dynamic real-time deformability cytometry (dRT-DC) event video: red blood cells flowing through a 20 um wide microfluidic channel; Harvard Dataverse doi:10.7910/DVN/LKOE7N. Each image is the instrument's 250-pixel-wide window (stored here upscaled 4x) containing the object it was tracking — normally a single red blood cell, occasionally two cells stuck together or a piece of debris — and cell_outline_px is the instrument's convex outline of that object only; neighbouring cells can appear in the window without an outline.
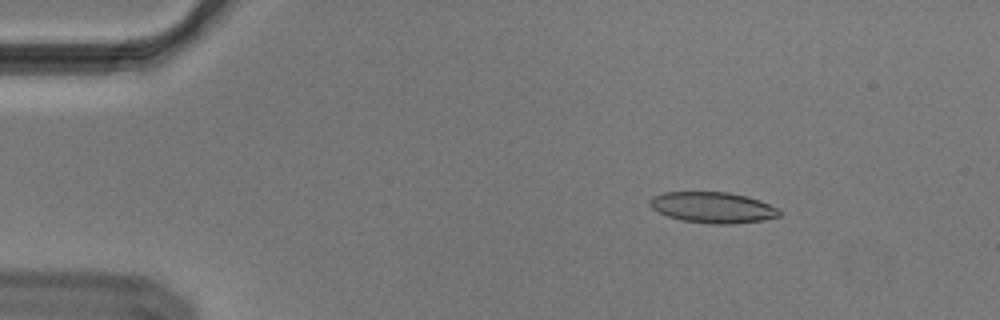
{"species": "Egyptian fruit bat (a non-hibernating species)", "species_latin": "Rousettus aegyptiacus", "temperature_condition": "cold", "stored_images_in_passage": 47, "camera_frame_rate_fps": 3000, "um_per_image_px": 0.085, "animal": {"sex": "male"}, "frame": {"image": 1, "passage_image": 1, "time_ms": 0.0, "image_size_px": [1000, 320], "cell_outline_px": [[780, 216], [764, 220], [732, 224], [712, 224], [684, 220], [668, 216], [652, 208], [648, 204], [648, 200], [652, 196], [664, 192], [728, 192], [748, 196], [760, 200], [780, 208]], "centroid_in_image_um": [60.61, 17.63], "position_along_channel_um": 24.4, "area_um2": 23.47}}
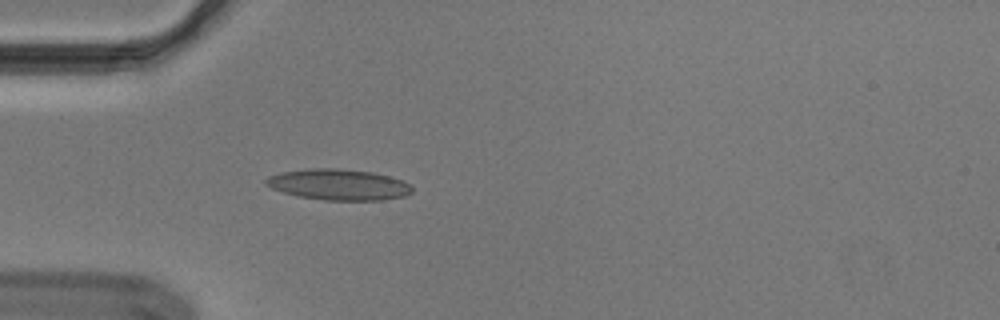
{"frame": {"image": 2, "passage_image": 9, "time_ms": 2.667, "image_size_px": [1000, 320], "cell_outline_px": [[412, 192], [404, 196], [384, 200], [324, 200], [296, 196], [272, 188], [264, 184], [264, 180], [268, 176], [280, 172], [308, 168], [336, 168], [372, 172], [388, 176], [400, 180], [408, 184], [412, 188]], "centroid_in_image_um": [28.73, 15.69], "position_along_channel_um": 56.3, "area_um2": 26.36}}
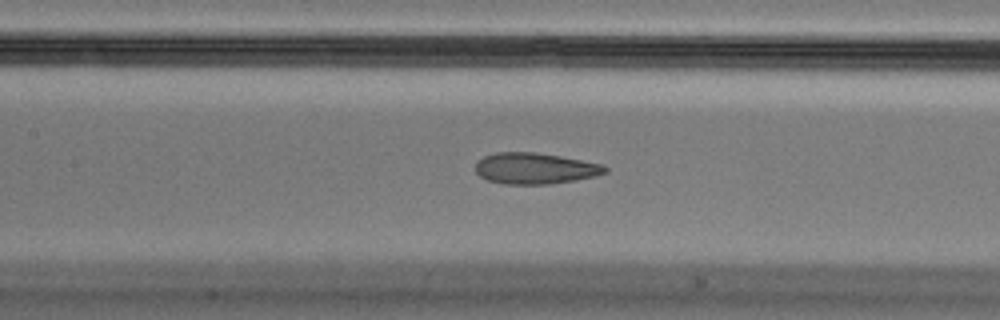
{"frame": {"image": 3, "passage_image": 18, "time_ms": 5.667, "image_size_px": [1000, 320], "cell_outline_px": [[608, 172], [596, 176], [576, 180], [548, 184], [504, 184], [488, 180], [480, 176], [476, 172], [476, 160], [484, 156], [496, 152], [536, 152], [560, 156], [604, 164], [608, 168]], "centroid_in_image_um": [45.49, 14.31], "position_along_channel_um": 161.9, "area_um2": 23.7}, "authors_computed_cell_mechanics": {"area_um2": 24.4494, "velocity_mm_per_s": 3.6871, "shape_relaxation_time_tau1_ms": null, "shape_relaxation_time_tau2_ms": 1.978, "deformation_change_tau1": null, "deformation_change_tau2": 0.0979}}